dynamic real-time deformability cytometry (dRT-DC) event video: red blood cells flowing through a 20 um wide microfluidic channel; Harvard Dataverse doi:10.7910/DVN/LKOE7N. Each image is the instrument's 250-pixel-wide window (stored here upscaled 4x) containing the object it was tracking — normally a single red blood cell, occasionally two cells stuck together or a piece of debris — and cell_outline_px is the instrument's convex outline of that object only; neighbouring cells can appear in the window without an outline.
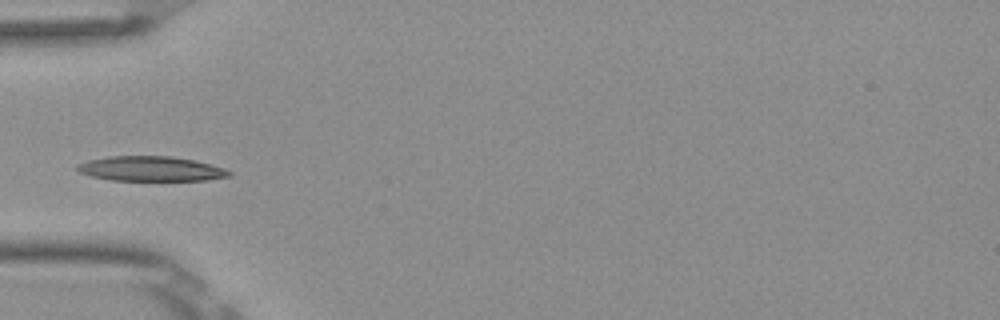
{"species": "Egyptian fruit bat (a non-hibernating species)", "species_latin": "Rousettus aegyptiacus", "temperature_condition": "room temperature", "stored_images_in_passage": 36, "camera_frame_rate_fps": 3000, "um_per_image_px": 0.085, "frame": {"image": 1, "passage_image": 1, "time_ms": 0.0, "image_size_px": [1000, 320], "cell_outline_px": [[232, 176], [204, 180], [112, 180], [92, 176], [80, 172], [76, 168], [76, 164], [88, 160], [108, 156], [172, 156], [192, 160], [224, 168], [232, 172]], "centroid_in_image_um": [12.81, 14.34], "position_along_channel_um": 72.2, "area_um2": 21.79}}
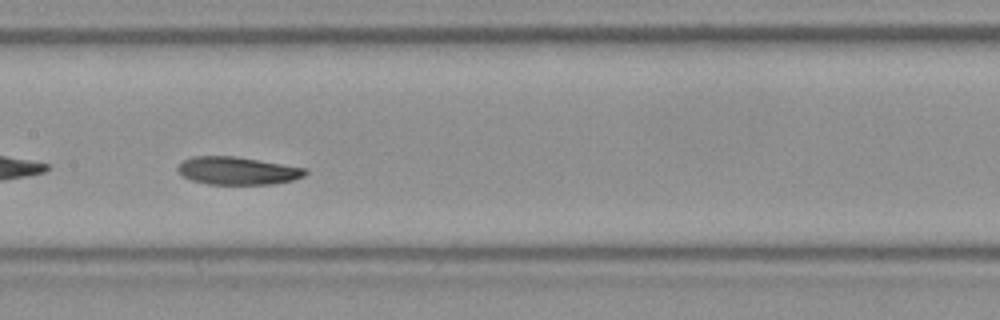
{"frame": {"image": 2, "passage_image": 10, "time_ms": 3.0, "image_size_px": [1000, 320], "cell_outline_px": [[308, 172], [304, 176], [292, 180], [272, 184], [208, 184], [192, 180], [184, 176], [176, 168], [184, 160], [192, 156], [236, 156], [308, 168]], "centroid_in_image_um": [20.23, 14.5], "position_along_channel_um": 187.2, "area_um2": 20.63}}
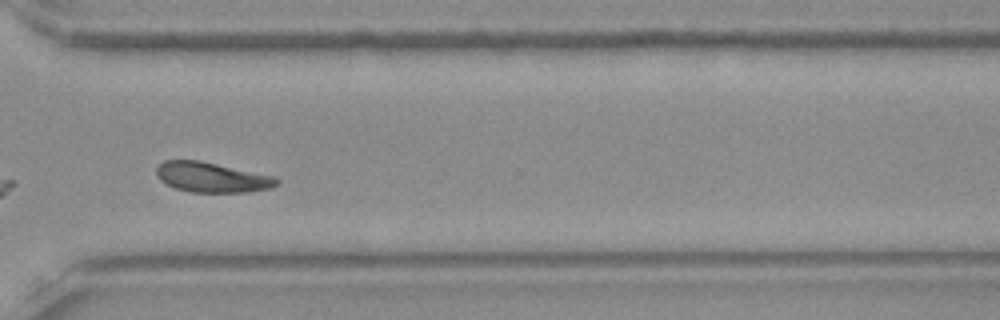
{"frame": {"image": 3, "passage_image": 23, "time_ms": 7.333, "image_size_px": [1000, 320], "cell_outline_px": [[280, 184], [272, 188], [248, 192], [192, 192], [176, 188], [160, 180], [156, 176], [156, 168], [164, 160], [200, 160], [272, 176], [280, 180]], "centroid_in_image_um": [18.01, 15.07], "position_along_channel_um": 352.6, "area_um2": 20.98}, "authors_computed_cell_mechanics": {"area_um2": 20.9525, "velocity_mm_per_s": 3.8173, "shape_relaxation_time_tau1_ms": 2.125, "shape_relaxation_time_tau2_ms": 2.9485, "deformation_change_tau1": 0.1033, "deformation_change_tau2": 0.0889}}